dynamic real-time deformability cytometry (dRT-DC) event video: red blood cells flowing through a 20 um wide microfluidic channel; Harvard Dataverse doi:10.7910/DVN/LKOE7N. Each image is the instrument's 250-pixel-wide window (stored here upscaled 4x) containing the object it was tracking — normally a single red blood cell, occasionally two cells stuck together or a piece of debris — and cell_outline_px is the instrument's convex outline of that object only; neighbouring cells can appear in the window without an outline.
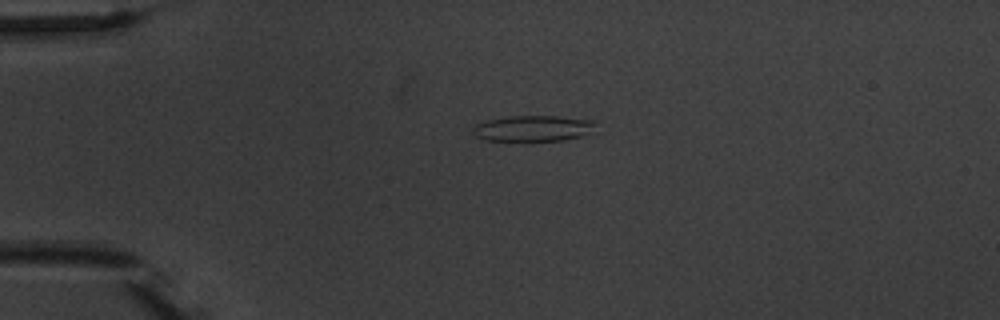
{"species": "common noctule bat (a hibernating species)", "species_latin": "Nyctalus noctula", "temperature_condition": "warm", "stored_images_in_passage": 4, "camera_frame_rate_fps": 3000, "um_per_image_px": 0.085, "animal": {"sex": "male", "body_mass_g": 20.1, "forearm_length_mm": 53.5}, "frame": {"image": 1, "passage_image": 4, "time_ms": 3.667, "image_size_px": [1000, 320], "cell_outline_px": [[596, 124], [588, 132], [580, 136], [564, 140], [528, 144], [524, 144], [488, 140], [476, 136], [472, 132], [472, 128], [476, 124], [488, 120], [508, 116], [556, 116], [596, 120]], "centroid_in_image_um": [45.26, 10.96], "position_along_channel_um": 39.7, "area_um2": 19.36}}